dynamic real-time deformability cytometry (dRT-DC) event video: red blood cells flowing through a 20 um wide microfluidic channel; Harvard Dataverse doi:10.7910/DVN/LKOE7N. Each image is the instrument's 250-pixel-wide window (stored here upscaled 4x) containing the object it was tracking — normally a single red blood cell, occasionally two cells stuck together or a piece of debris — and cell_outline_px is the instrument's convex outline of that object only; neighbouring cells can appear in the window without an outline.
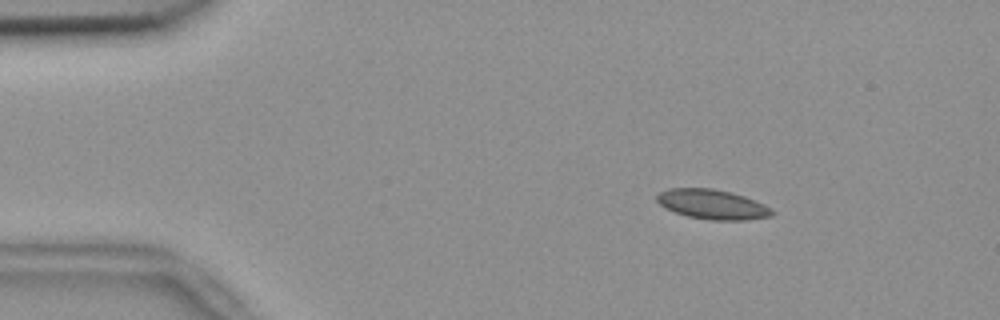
{"species": "common noctule bat (a hibernating species)", "species_latin": "Nyctalus noctula", "temperature_condition": "room temperature", "stored_images_in_passage": 55, "camera_frame_rate_fps": 3000, "um_per_image_px": 0.085, "animal": {"sex": "female", "body_mass_g": 18.4}, "frame": {"image": 1, "passage_image": 8, "time_ms": 2.333, "image_size_px": [1000, 320], "cell_outline_px": [[776, 212], [772, 216], [748, 220], [712, 220], [688, 216], [676, 212], [660, 204], [656, 200], [656, 196], [660, 192], [672, 188], [712, 188], [732, 192], [744, 196], [764, 204]], "centroid_in_image_um": [60.6, 17.37], "position_along_channel_um": 24.4, "area_um2": 19.83}}
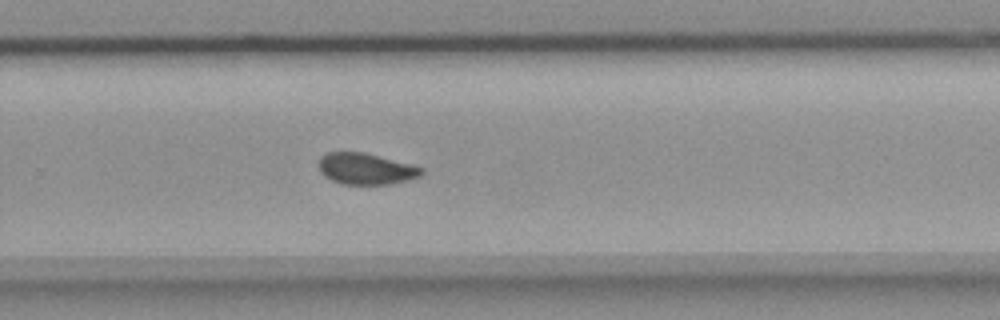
{"frame": {"image": 2, "passage_image": 36, "time_ms": 11.667, "image_size_px": [1000, 320], "cell_outline_px": [[424, 172], [420, 176], [408, 180], [388, 184], [340, 184], [324, 176], [320, 172], [320, 156], [328, 152], [364, 152], [424, 168]], "centroid_in_image_um": [31.09, 14.35], "position_along_channel_um": 298.7, "area_um2": 18.61}}
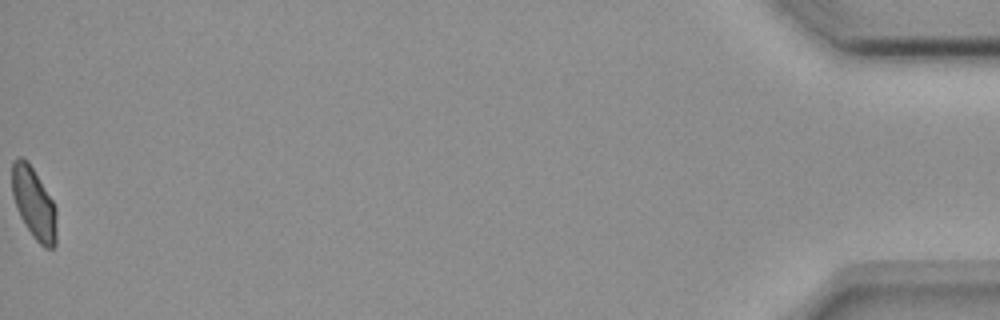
{"frame": {"image": 3, "passage_image": 55, "time_ms": 18.0, "image_size_px": [1000, 320], "cell_outline_px": [[56, 244], [52, 248], [44, 248], [32, 236], [24, 224], [20, 216], [12, 196], [12, 160], [20, 156], [28, 160], [52, 200], [56, 208]], "centroid_in_image_um": [2.87, 17.27], "position_along_channel_um": 432.3, "area_um2": 18.61}, "authors_computed_cell_mechanics": {"area_um2": 19.2474, "velocity_mm_per_s": 3.6952, "shape_relaxation_time_tau1_ms": null, "shape_relaxation_time_tau2_ms": 2.6865, "deformation_change_tau1": null, "deformation_change_tau2": 0.0551}}